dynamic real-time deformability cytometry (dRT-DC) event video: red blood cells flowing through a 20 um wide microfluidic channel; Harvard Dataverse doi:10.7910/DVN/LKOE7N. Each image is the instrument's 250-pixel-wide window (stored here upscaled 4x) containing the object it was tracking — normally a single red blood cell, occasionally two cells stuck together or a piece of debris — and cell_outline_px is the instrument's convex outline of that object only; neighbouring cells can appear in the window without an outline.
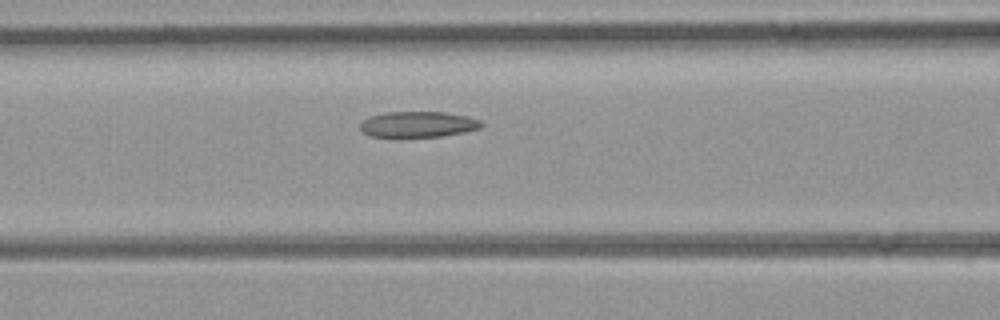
{"species": "common noctule bat (a hibernating species)", "species_latin": "Nyctalus noctula", "temperature_condition": "room temperature", "stored_images_in_passage": 22, "camera_frame_rate_fps": 3000, "um_per_image_px": 0.085, "animal": {"sex": "female", "body_mass_g": 21.9}, "frame": {"image": 1, "passage_image": 6, "time_ms": 1.667, "image_size_px": [1000, 320], "cell_outline_px": [[484, 124], [480, 128], [464, 132], [440, 136], [372, 136], [364, 132], [360, 128], [360, 124], [364, 120], [372, 116], [384, 112], [444, 112], [468, 116], [480, 120]], "centroid_in_image_um": [35.58, 10.55], "position_along_channel_um": 131.0, "area_um2": 17.92}}
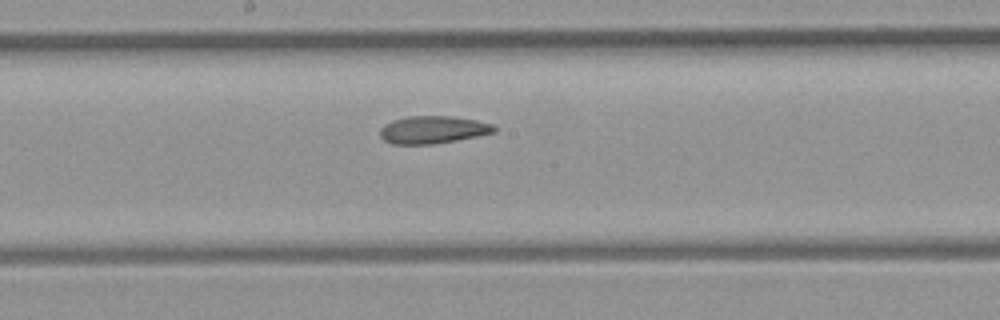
{"frame": {"image": 2, "passage_image": 11, "time_ms": 3.333, "image_size_px": [1000, 320], "cell_outline_px": [[496, 132], [456, 140], [432, 144], [392, 144], [384, 140], [380, 136], [380, 128], [384, 124], [392, 120], [408, 116], [452, 116], [476, 120], [492, 124], [496, 128]], "centroid_in_image_um": [36.77, 11.02], "position_along_channel_um": 211.4, "area_um2": 18.32}}
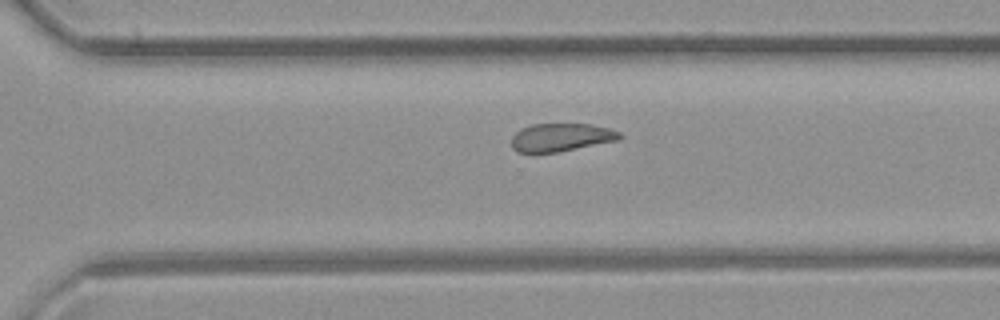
{"frame": {"image": 3, "passage_image": 18, "time_ms": 5.667, "image_size_px": [1000, 320], "cell_outline_px": [[624, 136], [620, 140], [556, 152], [516, 152], [512, 148], [512, 136], [520, 128], [532, 124], [588, 124], [612, 128], [620, 132]], "centroid_in_image_um": [47.72, 11.66], "position_along_channel_um": 322.9, "area_um2": 17.8}}